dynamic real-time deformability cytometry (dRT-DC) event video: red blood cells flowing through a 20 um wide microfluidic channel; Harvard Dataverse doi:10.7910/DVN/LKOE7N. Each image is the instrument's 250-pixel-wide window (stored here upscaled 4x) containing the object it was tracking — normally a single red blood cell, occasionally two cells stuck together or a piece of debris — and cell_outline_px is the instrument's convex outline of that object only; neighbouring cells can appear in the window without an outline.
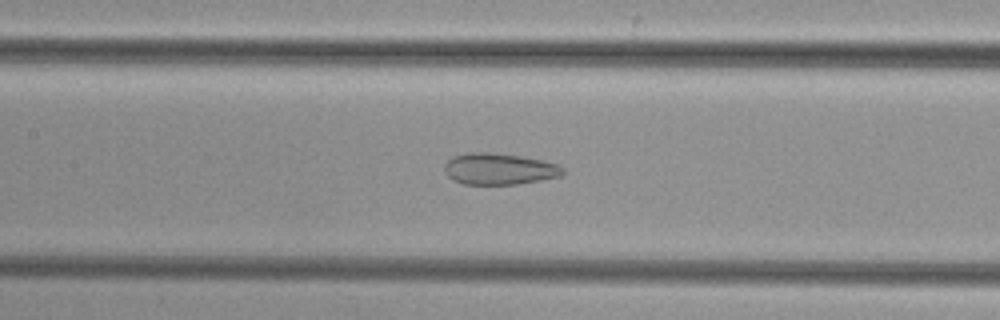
{"species": "common noctule bat (a hibernating species)", "species_latin": "Nyctalus noctula", "temperature_condition": "cold", "stored_images_in_passage": 51, "camera_frame_rate_fps": 3000, "um_per_image_px": 0.085, "animal": {"sex": "female", "body_mass_g": 29.2, "forearm_length_mm": 56.3}, "frame": {"image": 1, "passage_image": 24, "time_ms": 7.667, "image_size_px": [1000, 320], "cell_outline_px": [[564, 172], [560, 176], [540, 180], [516, 184], [464, 184], [452, 180], [444, 172], [444, 164], [452, 156], [468, 152], [492, 152], [520, 156], [560, 164], [564, 168]], "centroid_in_image_um": [42.4, 14.35], "position_along_channel_um": 165.0, "area_um2": 21.79}}
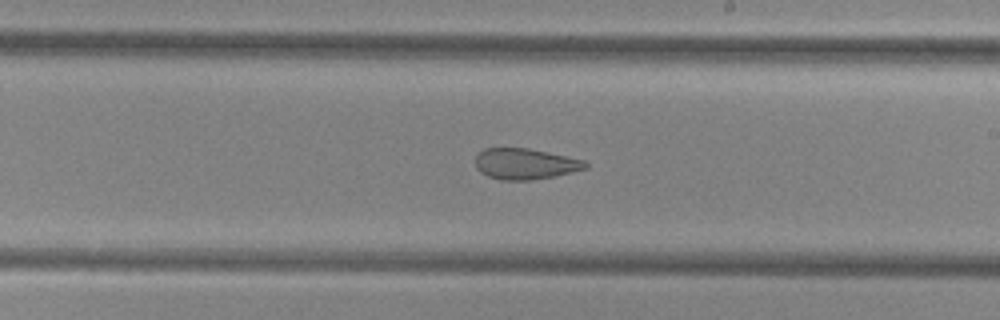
{"frame": {"image": 2, "passage_image": 30, "time_ms": 9.667, "image_size_px": [1000, 320], "cell_outline_px": [[588, 168], [556, 176], [532, 180], [500, 180], [488, 176], [480, 172], [476, 168], [476, 156], [484, 148], [528, 148], [584, 160], [588, 164]], "centroid_in_image_um": [44.64, 13.94], "position_along_channel_um": 244.4, "area_um2": 19.83}}
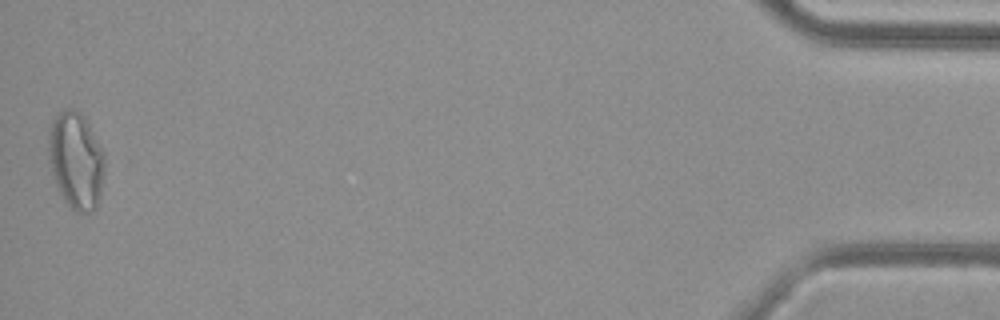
{"frame": {"image": 3, "passage_image": 51, "time_ms": 16.667, "image_size_px": [1000, 320], "cell_outline_px": [[104, 172], [100, 196], [96, 208], [92, 212], [76, 212], [68, 208], [56, 184], [48, 160], [48, 132], [52, 120], [64, 108], [72, 108], [80, 112], [84, 116], [104, 152]], "centroid_in_image_um": [6.45, 13.64], "position_along_channel_um": 428.8, "area_um2": 32.02}}